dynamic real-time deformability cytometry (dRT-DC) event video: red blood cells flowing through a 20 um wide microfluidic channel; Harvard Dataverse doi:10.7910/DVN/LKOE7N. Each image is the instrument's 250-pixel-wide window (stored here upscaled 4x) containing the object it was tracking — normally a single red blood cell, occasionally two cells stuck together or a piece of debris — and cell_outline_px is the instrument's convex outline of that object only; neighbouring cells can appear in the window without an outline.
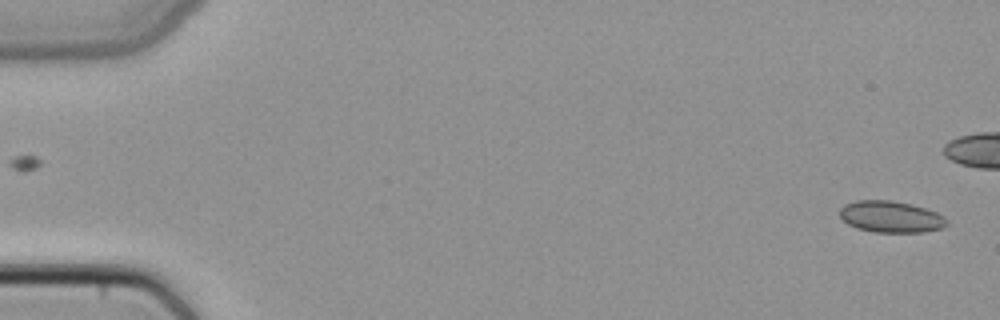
{"species": "common noctule bat (a hibernating species)", "species_latin": "Nyctalus noctula", "temperature_condition": "cold", "stored_images_in_passage": 2, "camera_frame_rate_fps": 3000, "um_per_image_px": 0.085, "animal": {"sex": "female", "body_mass_g": 22.7, "forearm_length_mm": 54.2}, "frame": {"image": 1, "passage_image": 2, "time_ms": 0.333, "image_size_px": [1000, 320], "cell_outline_px": [[948, 224], [944, 228], [920, 232], [876, 232], [856, 228], [848, 224], [840, 216], [840, 208], [844, 204], [856, 200], [892, 200], [924, 208], [936, 212], [944, 216], [948, 220]], "centroid_in_image_um": [75.72, 18.42], "position_along_channel_um": 9.3, "area_um2": 19.65}}